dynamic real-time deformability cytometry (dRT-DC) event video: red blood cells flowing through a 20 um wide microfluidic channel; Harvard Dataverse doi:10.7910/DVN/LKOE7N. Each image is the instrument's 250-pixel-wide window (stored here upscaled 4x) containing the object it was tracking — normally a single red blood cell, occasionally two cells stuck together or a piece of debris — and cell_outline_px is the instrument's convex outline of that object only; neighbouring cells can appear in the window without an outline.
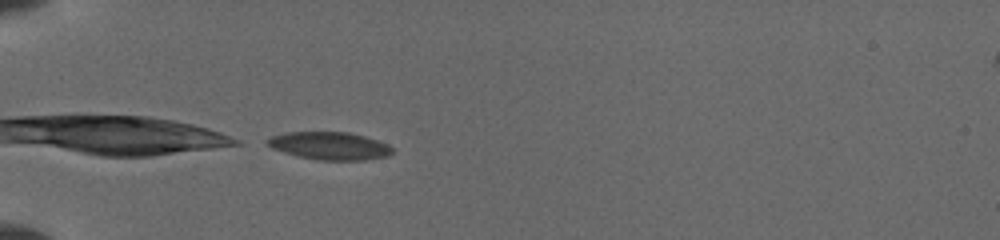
{"species": "common noctule bat (a hibernating species)", "species_latin": "Nyctalus noctula", "temperature_condition": "cold", "stored_images_in_passage": 57, "camera_frame_rate_fps": 3000, "um_per_image_px": 0.085, "animal": {"sex": "female", "body_mass_g": 19.5, "forearm_length_mm": 54.1}, "frame": {"image": 1, "passage_image": 1, "time_ms": 0.0, "image_size_px": [1000, 240], "cell_outline_px": [[392, 152], [388, 156], [364, 160], [320, 160], [300, 156], [284, 152], [272, 148], [264, 144], [264, 140], [272, 136], [288, 132], [348, 132], [364, 136], [388, 144], [392, 148]], "centroid_in_image_um": [27.99, 12.39], "position_along_channel_um": 57.0, "area_um2": 20.11}}
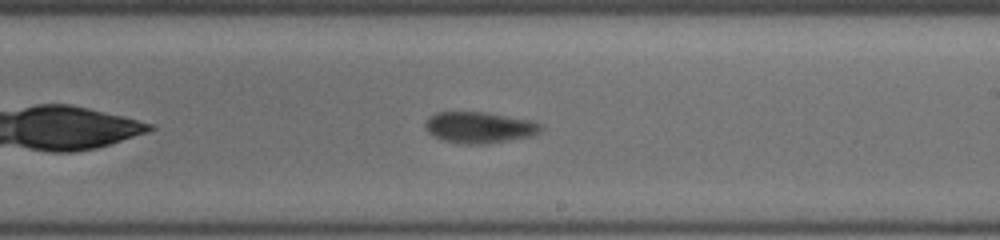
{"frame": {"image": 2, "passage_image": 20, "time_ms": 5.333, "image_size_px": [1000, 240], "cell_outline_px": [[544, 128], [540, 132], [532, 136], [488, 144], [464, 144], [440, 140], [432, 136], [424, 128], [424, 120], [428, 116], [436, 112], [484, 112], [532, 120], [540, 124]], "centroid_in_image_um": [40.71, 10.84], "position_along_channel_um": 248.3, "area_um2": 21.44}}
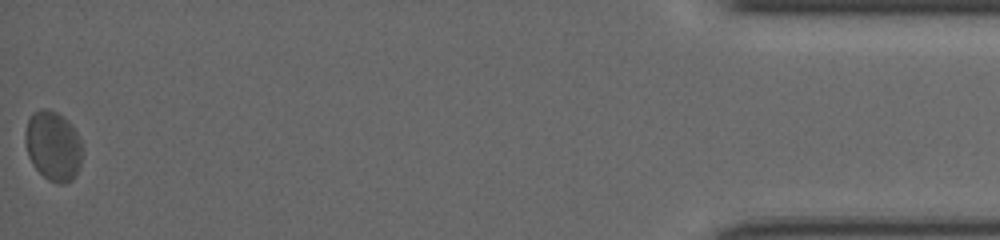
{"frame": {"image": 3, "passage_image": 55, "time_ms": 12.0, "image_size_px": [1000, 240], "cell_outline_px": [[80, 168], [76, 176], [72, 180], [64, 184], [56, 184], [48, 180], [32, 164], [28, 156], [24, 144], [24, 132], [28, 120], [40, 108], [44, 108], [56, 112], [64, 116], [72, 124], [80, 140]], "centroid_in_image_um": [4.5, 12.42], "position_along_channel_um": 430.7, "area_um2": 23.29}}